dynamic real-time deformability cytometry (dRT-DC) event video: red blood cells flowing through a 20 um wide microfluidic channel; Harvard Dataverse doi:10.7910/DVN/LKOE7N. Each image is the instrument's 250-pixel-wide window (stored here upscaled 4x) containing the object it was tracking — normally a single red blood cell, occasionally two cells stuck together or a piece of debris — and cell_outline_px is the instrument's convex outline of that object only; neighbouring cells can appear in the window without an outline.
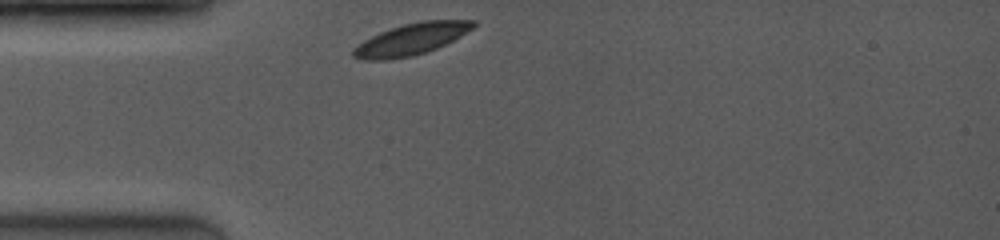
{"species": "common noctule bat (a hibernating species)", "species_latin": "Nyctalus noctula", "temperature_condition": "room temperature", "stored_images_in_passage": 39, "camera_frame_rate_fps": 4000, "um_per_image_px": 0.085, "animal": {"sex": "female", "body_mass_g": 19.0, "forearm_length_mm": 53.3}, "frame": {"image": 1, "passage_image": 1, "time_ms": 0.0, "image_size_px": [1000, 240], "cell_outline_px": [[476, 24], [472, 28], [460, 36], [436, 48], [412, 56], [388, 60], [364, 60], [352, 56], [352, 52], [364, 40], [380, 32], [404, 24], [424, 20], [476, 20]], "centroid_in_image_um": [34.96, 3.33], "position_along_channel_um": 50.0, "area_um2": 21.62}}
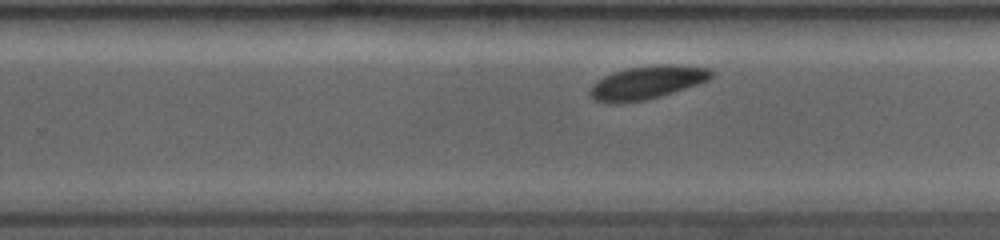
{"frame": {"image": 2, "passage_image": 25, "time_ms": 6.0, "image_size_px": [1000, 240], "cell_outline_px": [[712, 76], [708, 80], [660, 96], [644, 100], [620, 104], [608, 104], [592, 100], [588, 92], [604, 76], [628, 68], [656, 64], [668, 64], [708, 68], [712, 72]], "centroid_in_image_um": [54.95, 7.03], "position_along_channel_um": 274.8, "area_um2": 23.18}}
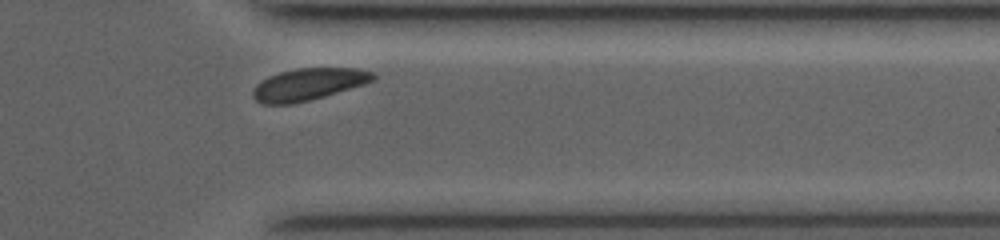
{"frame": {"image": 3, "passage_image": 36, "time_ms": 8.75, "image_size_px": [1000, 240], "cell_outline_px": [[376, 76], [372, 80], [324, 96], [292, 104], [264, 104], [256, 100], [252, 96], [252, 92], [256, 84], [268, 76], [280, 72], [300, 68], [356, 68], [372, 72]], "centroid_in_image_um": [26.14, 7.16], "position_along_channel_um": 385.3, "area_um2": 21.91}}